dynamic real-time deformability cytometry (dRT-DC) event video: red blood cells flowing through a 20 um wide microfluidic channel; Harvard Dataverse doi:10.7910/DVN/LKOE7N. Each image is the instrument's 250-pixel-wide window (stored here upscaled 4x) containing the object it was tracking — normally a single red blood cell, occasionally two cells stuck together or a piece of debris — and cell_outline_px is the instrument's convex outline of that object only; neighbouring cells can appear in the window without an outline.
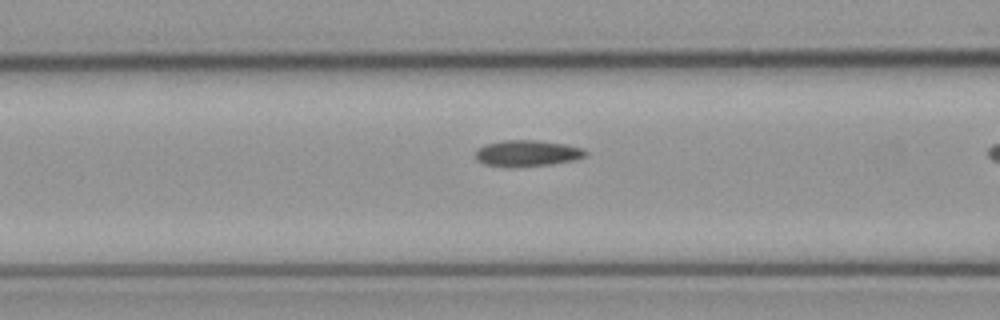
{"species": "common noctule bat (a hibernating species)", "species_latin": "Nyctalus noctula", "temperature_condition": "cold", "stored_images_in_passage": 11, "camera_frame_rate_fps": 3000, "um_per_image_px": 0.085, "animal": {"sex": "male", "body_mass_g": 23.1, "forearm_length_mm": 52.7}, "frame": {"image": 1, "passage_image": 10, "time_ms": 3.0, "image_size_px": [1000, 320], "cell_outline_px": [[588, 156], [572, 160], [552, 164], [512, 168], [484, 164], [476, 160], [476, 148], [484, 144], [504, 140], [536, 140], [568, 144], [584, 148], [588, 152]], "centroid_in_image_um": [44.82, 13.03], "position_along_channel_um": 121.8, "area_um2": 17.22}}